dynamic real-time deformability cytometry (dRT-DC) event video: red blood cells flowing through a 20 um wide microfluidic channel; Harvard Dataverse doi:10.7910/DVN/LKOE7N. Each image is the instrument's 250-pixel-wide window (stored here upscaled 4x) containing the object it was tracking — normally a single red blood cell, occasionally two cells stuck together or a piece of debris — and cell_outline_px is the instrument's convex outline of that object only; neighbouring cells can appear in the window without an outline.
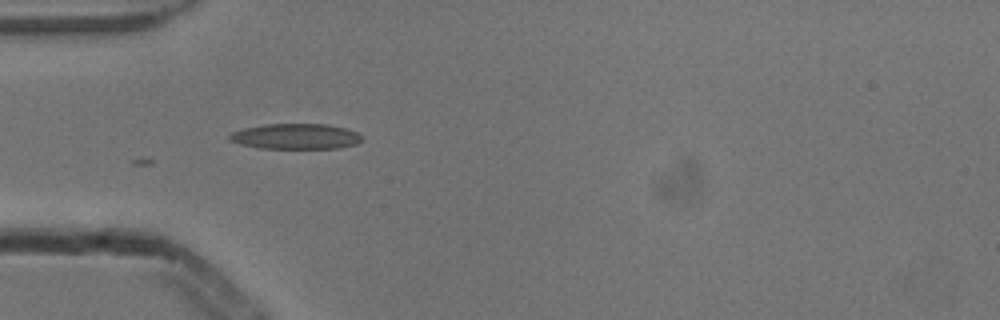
{"species": "common noctule bat (a hibernating species)", "species_latin": "Nyctalus noctula", "temperature_condition": "cold", "stored_images_in_passage": 9, "camera_frame_rate_fps": 3000, "um_per_image_px": 0.085, "animal": {"sex": "male", "body_mass_g": 13.3}, "frame": {"image": 1, "passage_image": 7, "time_ms": 2.0, "image_size_px": [1000, 320], "cell_outline_px": [[360, 140], [356, 144], [336, 148], [260, 148], [240, 144], [228, 140], [228, 136], [232, 132], [244, 128], [264, 124], [328, 124], [344, 128], [356, 132], [360, 136]], "centroid_in_image_um": [25.08, 11.59], "position_along_channel_um": 59.9, "area_um2": 19.48}}
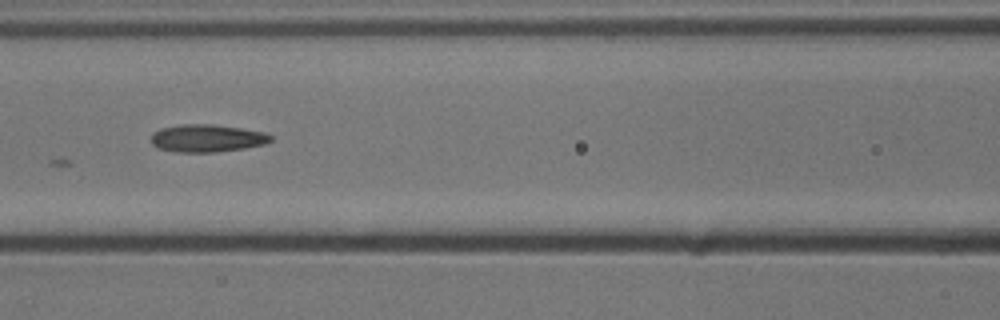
{"frame": {"image": 2, "passage_image": 9, "time_ms": 2.667, "image_size_px": [1000, 320], "cell_outline_px": [[272, 140], [264, 144], [244, 148], [216, 152], [176, 152], [160, 148], [152, 144], [152, 132], [160, 128], [180, 124], [212, 124], [240, 128], [264, 132], [272, 136]], "centroid_in_image_um": [17.58, 11.74], "position_along_channel_um": 149.0, "area_um2": 19.19}}